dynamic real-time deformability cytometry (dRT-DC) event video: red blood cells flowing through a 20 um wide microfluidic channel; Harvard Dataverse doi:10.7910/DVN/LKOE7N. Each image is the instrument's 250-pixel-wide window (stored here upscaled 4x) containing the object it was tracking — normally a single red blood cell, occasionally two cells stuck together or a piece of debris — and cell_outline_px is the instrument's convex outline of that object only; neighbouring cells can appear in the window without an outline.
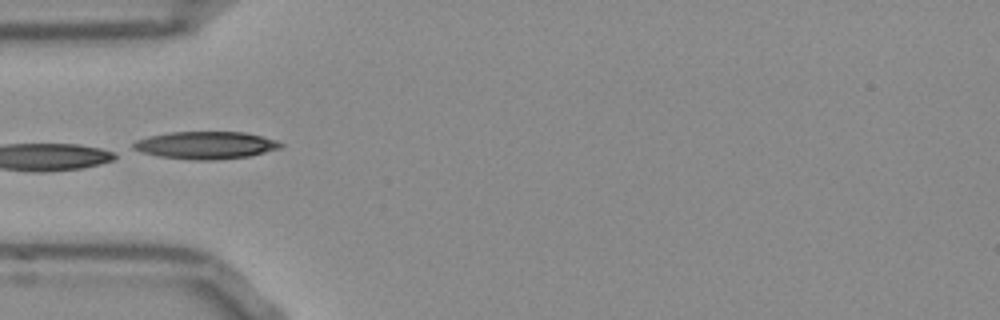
{"species": "Egyptian fruit bat (a non-hibernating species)", "species_latin": "Rousettus aegyptiacus", "temperature_condition": "room temperature", "stored_images_in_passage": 36, "camera_frame_rate_fps": 3000, "um_per_image_px": 0.085, "frame": {"image": 1, "passage_image": 1, "time_ms": 0.0, "image_size_px": [1000, 320], "cell_outline_px": [[284, 144], [280, 148], [248, 156], [212, 160], [192, 160], [156, 156], [132, 148], [132, 144], [136, 140], [148, 136], [168, 132], [244, 132], [276, 140]], "centroid_in_image_um": [17.45, 12.34], "position_along_channel_um": 67.6, "area_um2": 23.47}, "authors_computed_cell_mechanics": {"area_um2": 22.2819, "velocity_mm_per_s": 3.8365, "shape_relaxation_time_tau1_ms": 6.5589, "shape_relaxation_time_tau2_ms": 5.5645, "deformation_change_tau1": 0.1662, "deformation_change_tau2": 0.1009}}